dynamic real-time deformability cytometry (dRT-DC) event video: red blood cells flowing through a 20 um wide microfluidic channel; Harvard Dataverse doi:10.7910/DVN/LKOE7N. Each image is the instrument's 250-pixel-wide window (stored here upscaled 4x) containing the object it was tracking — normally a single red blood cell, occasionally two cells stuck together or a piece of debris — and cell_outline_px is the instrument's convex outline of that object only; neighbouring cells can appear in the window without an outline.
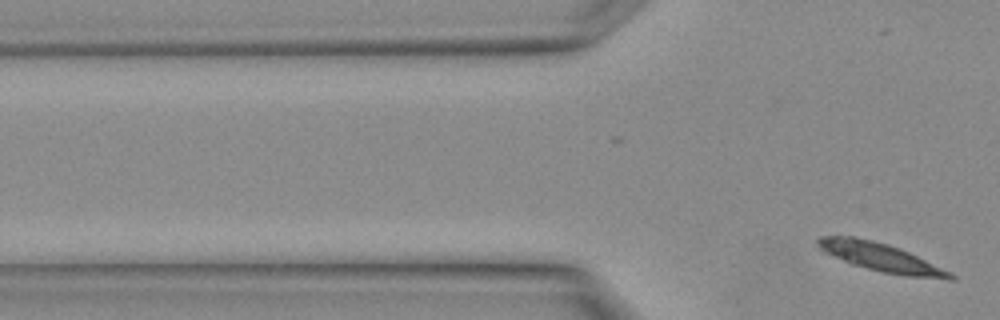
{"species": "Egyptian fruit bat (a non-hibernating species)", "species_latin": "Rousettus aegyptiacus", "temperature_condition": "warm", "stored_images_in_passage": 3, "segment_of_instrument_passage": [2, 2], "camera_frame_rate_fps": 3000, "um_per_image_px": 0.085, "animal": {"sex": "female"}, "frame": {"image": 1, "passage_image": 3, "time_ms": 0.667, "image_size_px": [1000, 320], "cell_outline_px": [[956, 280], [948, 280], [904, 276], [880, 272], [852, 264], [820, 252], [816, 244], [816, 240], [820, 236], [852, 236], [872, 240], [908, 252], [956, 276]], "centroid_in_image_um": [74.77, 21.88], "position_along_channel_um": 51.0, "area_um2": 21.73}}